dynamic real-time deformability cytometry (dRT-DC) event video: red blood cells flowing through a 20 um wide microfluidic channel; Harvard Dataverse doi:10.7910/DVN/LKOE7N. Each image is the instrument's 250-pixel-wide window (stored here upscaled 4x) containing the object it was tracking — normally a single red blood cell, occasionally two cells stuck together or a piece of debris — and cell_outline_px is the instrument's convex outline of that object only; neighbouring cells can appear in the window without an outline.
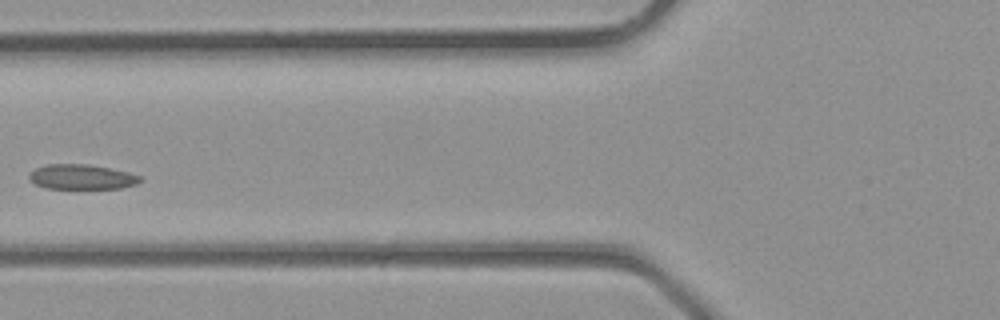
{"species": "common noctule bat (a hibernating species)", "species_latin": "Nyctalus noctula", "temperature_condition": "room temperature", "stored_images_in_passage": 3, "camera_frame_rate_fps": 3000, "um_per_image_px": 0.085, "animal": {"sex": "male", "body_mass_g": 23.1, "forearm_length_mm": 52.7}, "frame": {"image": 1, "passage_image": 3, "time_ms": 0.667, "image_size_px": [1000, 320], "cell_outline_px": [[144, 180], [136, 184], [120, 188], [44, 188], [28, 180], [28, 176], [36, 168], [48, 164], [88, 164], [128, 172], [140, 176]], "centroid_in_image_um": [6.94, 15.04], "position_along_channel_um": 118.9, "area_um2": 16.01}}